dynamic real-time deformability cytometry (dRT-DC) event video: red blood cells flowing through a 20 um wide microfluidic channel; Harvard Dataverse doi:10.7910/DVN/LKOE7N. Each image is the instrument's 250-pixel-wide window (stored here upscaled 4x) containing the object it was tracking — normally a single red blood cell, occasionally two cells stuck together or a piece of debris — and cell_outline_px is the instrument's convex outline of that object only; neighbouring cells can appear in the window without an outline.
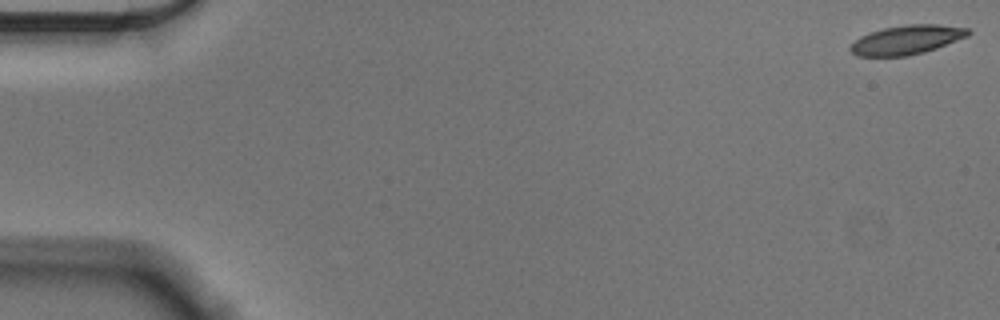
{"species": "Egyptian fruit bat (a non-hibernating species)", "species_latin": "Rousettus aegyptiacus", "temperature_condition": "cold", "stored_images_in_passage": 56, "camera_frame_rate_fps": 3000, "um_per_image_px": 0.085, "animal": {"sex": "male"}, "frame": {"image": 1, "passage_image": 1, "time_ms": 0.0, "image_size_px": [1000, 320], "cell_outline_px": [[972, 32], [968, 36], [936, 48], [924, 52], [908, 56], [856, 56], [848, 48], [860, 36], [884, 28], [908, 24], [940, 24], [968, 28]], "centroid_in_image_um": [77.09, 3.38], "position_along_channel_um": 7.9, "area_um2": 19.94}}
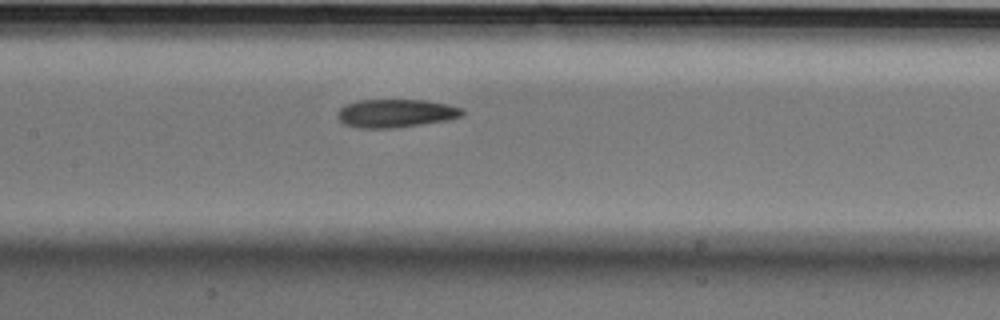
{"frame": {"image": 2, "passage_image": 27, "time_ms": 8.667, "image_size_px": [1000, 320], "cell_outline_px": [[464, 116], [448, 120], [396, 128], [360, 128], [344, 124], [336, 116], [336, 112], [344, 104], [356, 100], [424, 100], [448, 104], [464, 108]], "centroid_in_image_um": [33.64, 9.62], "position_along_channel_um": 173.8, "area_um2": 20.87}}
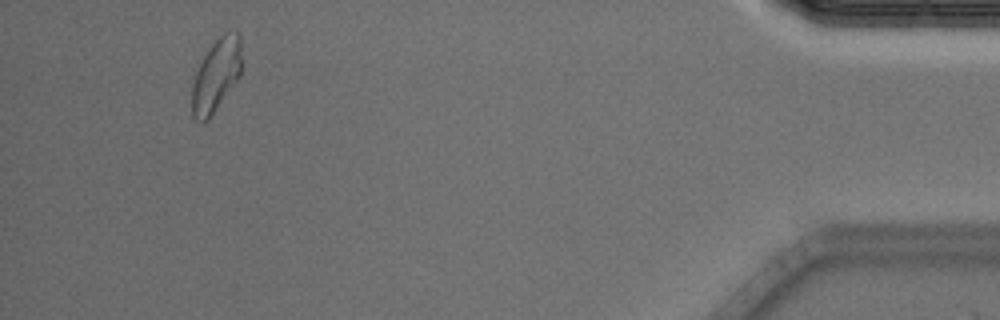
{"frame": {"image": 3, "passage_image": 53, "time_ms": 17.333, "image_size_px": [1000, 320], "cell_outline_px": [[240, 76], [208, 120], [204, 124], [196, 120], [192, 116], [192, 84], [196, 72], [204, 56], [212, 44], [224, 32], [240, 32]], "centroid_in_image_um": [18.36, 6.43], "position_along_channel_um": 416.8, "area_um2": 20.81}, "authors_computed_cell_mechanics": {"area_um2": 20.808, "velocity_mm_per_s": 3.5761, "shape_relaxation_time_tau1_ms": 5.4706, "shape_relaxation_time_tau2_ms": 3.0851, "deformation_change_tau1": 0.1365, "deformation_change_tau2": 0.096}}